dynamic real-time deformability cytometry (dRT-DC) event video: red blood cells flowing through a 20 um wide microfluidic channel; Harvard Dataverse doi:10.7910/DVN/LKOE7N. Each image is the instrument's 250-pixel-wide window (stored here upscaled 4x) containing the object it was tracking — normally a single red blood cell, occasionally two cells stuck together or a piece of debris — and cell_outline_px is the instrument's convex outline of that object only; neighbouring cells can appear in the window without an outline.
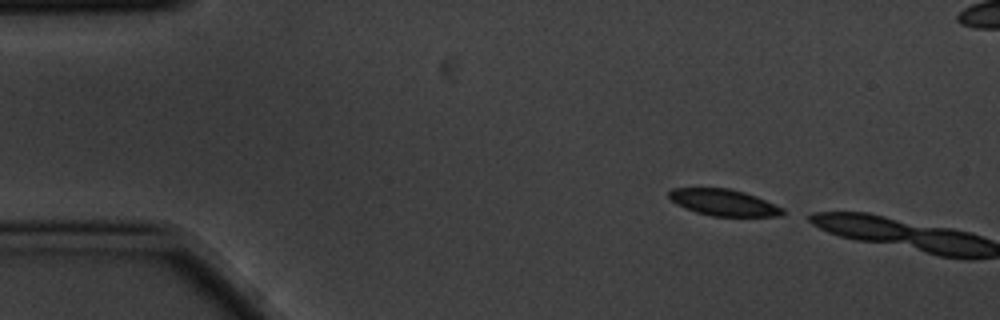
{"species": "common noctule bat (a hibernating species)", "species_latin": "Nyctalus noctula", "temperature_condition": "cold", "stored_images_in_passage": 2, "camera_frame_rate_fps": 3000, "um_per_image_px": 0.085, "animal": {"sex": "male", "body_mass_g": 20.1, "forearm_length_mm": 53.5}, "frame": {"image": 1, "passage_image": 1, "time_ms": 0.0, "image_size_px": [1000, 320], "cell_outline_px": [[784, 212], [780, 216], [712, 216], [696, 212], [676, 204], [668, 196], [668, 192], [672, 188], [728, 188], [744, 192], [756, 196], [784, 208]], "centroid_in_image_um": [61.51, 17.21], "position_along_channel_um": 23.5, "area_um2": 17.46}}